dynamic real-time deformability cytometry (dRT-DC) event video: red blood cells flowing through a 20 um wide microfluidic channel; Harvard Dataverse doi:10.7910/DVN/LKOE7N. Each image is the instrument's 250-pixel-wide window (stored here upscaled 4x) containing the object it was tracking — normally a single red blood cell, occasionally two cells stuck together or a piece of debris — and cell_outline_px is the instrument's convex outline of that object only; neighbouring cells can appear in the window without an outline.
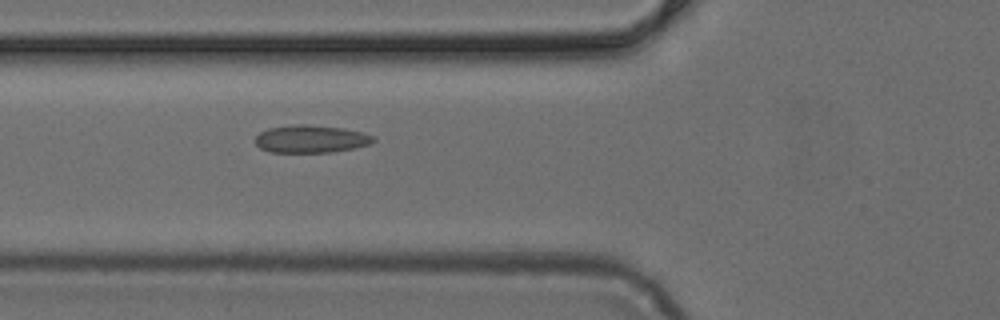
{"species": "common noctule bat (a hibernating species)", "species_latin": "Nyctalus noctula", "temperature_condition": "cold", "stored_images_in_passage": 5, "camera_frame_rate_fps": 3000, "um_per_image_px": 0.085, "animal": {"sex": "female", "body_mass_g": 24.6, "forearm_length_mm": 56.2}, "frame": {"image": 1, "passage_image": 5, "time_ms": 1.333, "image_size_px": [1000, 320], "cell_outline_px": [[376, 140], [368, 144], [352, 148], [332, 152], [268, 152], [260, 148], [256, 144], [256, 136], [260, 132], [268, 128], [292, 124], [304, 124], [344, 128], [364, 132], [372, 136]], "centroid_in_image_um": [26.4, 11.8], "position_along_channel_um": 99.4, "area_um2": 19.02}}